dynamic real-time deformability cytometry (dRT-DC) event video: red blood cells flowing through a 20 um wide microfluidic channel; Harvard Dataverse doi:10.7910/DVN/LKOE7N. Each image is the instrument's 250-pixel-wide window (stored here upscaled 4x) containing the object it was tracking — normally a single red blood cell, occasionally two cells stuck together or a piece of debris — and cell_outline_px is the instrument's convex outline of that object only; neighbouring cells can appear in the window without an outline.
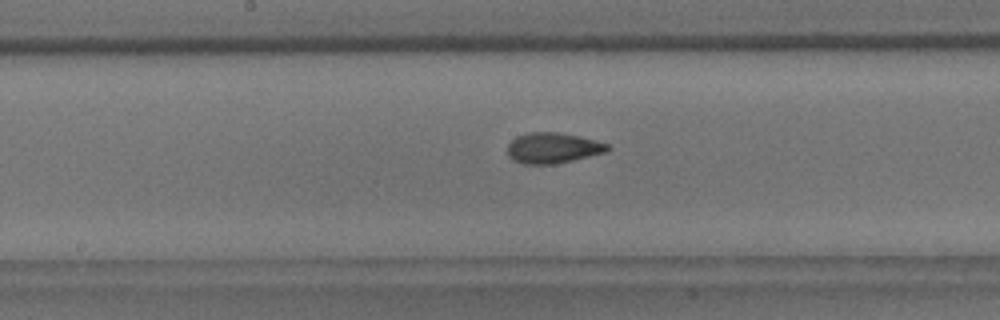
{"species": "common noctule bat (a hibernating species)", "species_latin": "Nyctalus noctula", "temperature_condition": "room temperature", "stored_images_in_passage": 37, "camera_frame_rate_fps": 3000, "um_per_image_px": 0.085, "animal": {"sex": "male", "body_mass_g": 18.8}, "frame": {"image": 1, "passage_image": 22, "time_ms": 7.0, "image_size_px": [1000, 320], "cell_outline_px": [[612, 148], [604, 152], [556, 164], [524, 164], [512, 160], [508, 156], [508, 144], [516, 136], [528, 132], [556, 132], [580, 136], [608, 144]], "centroid_in_image_um": [46.96, 12.57], "position_along_channel_um": 201.2, "area_um2": 17.8}}
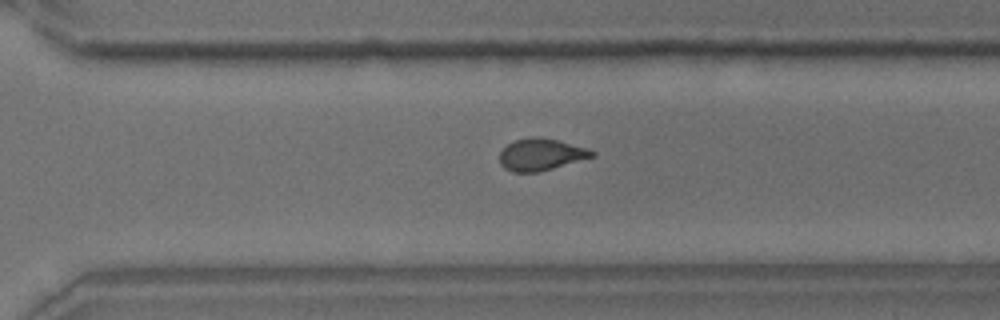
{"frame": {"image": 2, "passage_image": 32, "time_ms": 10.333, "image_size_px": [1000, 320], "cell_outline_px": [[596, 156], [552, 168], [536, 172], [512, 172], [504, 168], [500, 164], [500, 152], [508, 144], [516, 140], [532, 136], [556, 140], [588, 148], [596, 152]], "centroid_in_image_um": [45.98, 13.14], "position_along_channel_um": 324.6, "area_um2": 16.99}}